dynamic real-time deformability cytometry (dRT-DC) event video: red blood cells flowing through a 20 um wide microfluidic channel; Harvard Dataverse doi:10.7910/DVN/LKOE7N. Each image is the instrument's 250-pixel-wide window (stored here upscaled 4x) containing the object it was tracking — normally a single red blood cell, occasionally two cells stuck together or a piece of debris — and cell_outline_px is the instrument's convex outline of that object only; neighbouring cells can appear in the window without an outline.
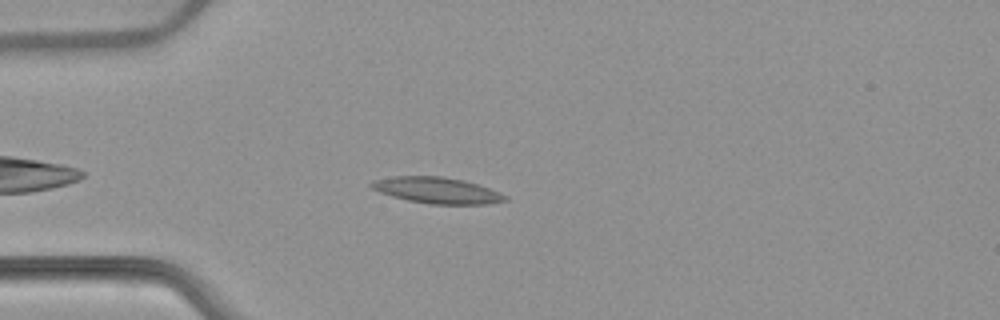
{"species": "common noctule bat (a hibernating species)", "species_latin": "Nyctalus noctula", "temperature_condition": "warm", "stored_images_in_passage": 46, "camera_frame_rate_fps": 3000, "um_per_image_px": 0.085, "animal": {"sex": "female", "body_mass_g": 22.7, "forearm_length_mm": 54.2}, "frame": {"image": 1, "passage_image": 7, "time_ms": 2.0, "image_size_px": [1000, 320], "cell_outline_px": [[508, 200], [492, 204], [428, 204], [408, 200], [392, 196], [380, 192], [372, 188], [368, 184], [372, 180], [392, 176], [444, 176], [464, 180], [500, 192], [508, 196]], "centroid_in_image_um": [37.15, 16.18], "position_along_channel_um": 47.8, "area_um2": 20.52}}
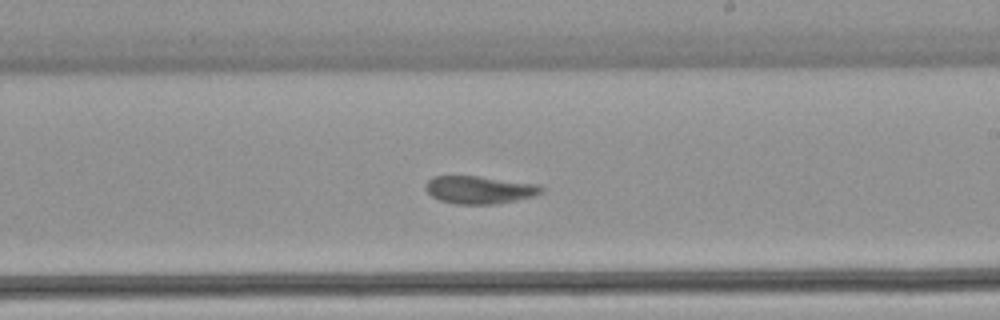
{"frame": {"image": 2, "passage_image": 24, "time_ms": 7.667, "image_size_px": [1000, 320], "cell_outline_px": [[544, 192], [532, 196], [496, 204], [456, 204], [440, 200], [432, 196], [424, 188], [424, 184], [432, 176], [480, 176], [536, 184], [544, 188]], "centroid_in_image_um": [40.72, 16.12], "position_along_channel_um": 248.3, "area_um2": 18.67}}
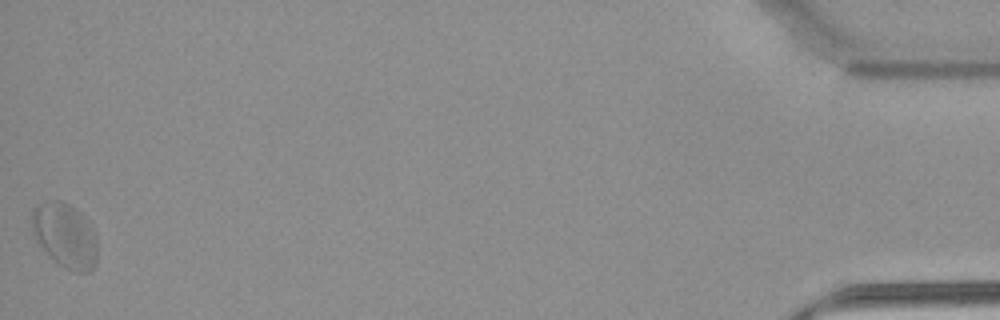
{"frame": {"image": 3, "passage_image": 46, "time_ms": 15.0, "image_size_px": [1000, 320], "cell_outline_px": [[96, 264], [88, 272], [72, 272], [56, 264], [36, 240], [32, 232], [32, 208], [36, 204], [44, 200], [60, 200], [76, 208], [92, 224], [96, 236]], "centroid_in_image_um": [5.52, 19.99], "position_along_channel_um": 429.7, "area_um2": 25.2}, "authors_computed_cell_mechanics": {"area_um2": 19.9121, "velocity_mm_per_s": 3.8035, "shape_relaxation_time_tau1_ms": null, "shape_relaxation_time_tau2_ms": 1.8514, "deformation_change_tau1": null, "deformation_change_tau2": 0.0742}}